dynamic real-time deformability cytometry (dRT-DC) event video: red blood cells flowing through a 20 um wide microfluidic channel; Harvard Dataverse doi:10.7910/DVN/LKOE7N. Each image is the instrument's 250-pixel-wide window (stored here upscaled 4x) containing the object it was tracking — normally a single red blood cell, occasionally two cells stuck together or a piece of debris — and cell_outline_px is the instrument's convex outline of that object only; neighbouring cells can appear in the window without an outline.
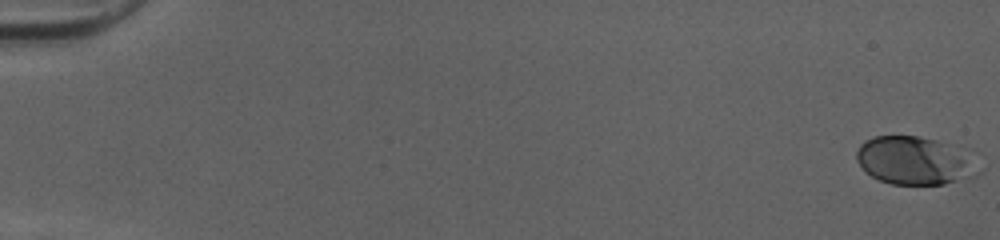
{"species": "human", "species_latin": "Homo sapiens", "temperature_condition": "cold", "stored_images_in_passage": 22, "camera_frame_rate_fps": 3000, "um_per_image_px": 0.085, "donor": {"sex": "female"}, "frame": {"image": 1, "passage_image": 1, "time_ms": 0.0, "image_size_px": [1000, 240], "cell_outline_px": [[984, 172], [976, 176], [944, 184], [892, 184], [880, 180], [864, 172], [856, 160], [856, 152], [860, 144], [864, 140], [872, 136], [920, 136], [960, 144], [972, 148], [980, 152]], "centroid_in_image_um": [78.0, 13.62], "position_along_channel_um": 7.0, "area_um2": 36.53}}
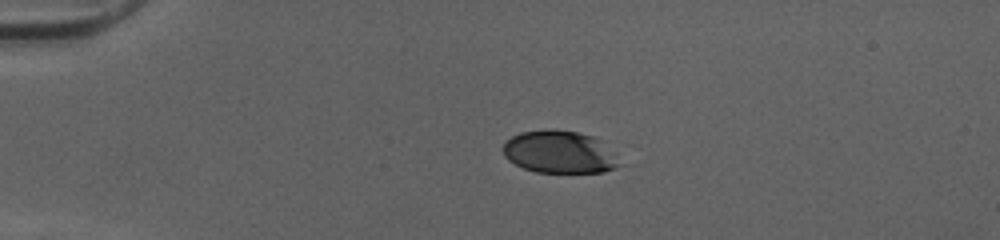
{"frame": {"image": 2, "passage_image": 13, "time_ms": 4.0, "image_size_px": [1000, 240], "cell_outline_px": [[624, 164], [616, 168], [604, 172], [536, 172], [524, 168], [508, 160], [504, 156], [504, 144], [512, 136], [520, 132], [544, 128], [552, 128], [576, 132], [592, 136], [600, 140], [616, 152]], "centroid_in_image_um": [47.62, 12.91], "position_along_channel_um": 37.4, "area_um2": 29.3}}
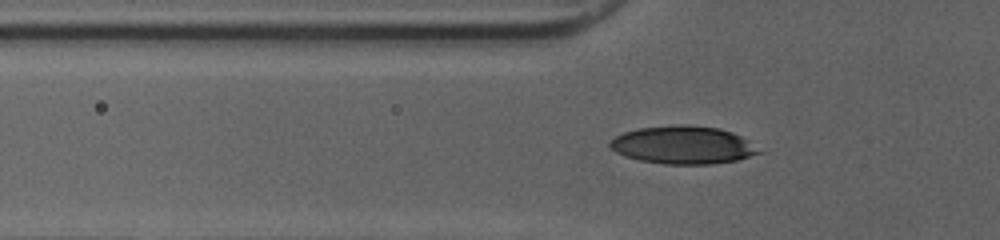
{"frame": {"image": 3, "passage_image": 19, "time_ms": 6.0, "image_size_px": [1000, 240], "cell_outline_px": [[764, 152], [736, 160], [712, 164], [664, 164], [640, 160], [624, 156], [616, 152], [608, 144], [616, 136], [624, 132], [640, 128], [676, 124], [680, 124], [720, 128], [732, 132], [748, 140]], "centroid_in_image_um": [58.08, 12.32], "position_along_channel_um": 67.7, "area_um2": 32.83}}